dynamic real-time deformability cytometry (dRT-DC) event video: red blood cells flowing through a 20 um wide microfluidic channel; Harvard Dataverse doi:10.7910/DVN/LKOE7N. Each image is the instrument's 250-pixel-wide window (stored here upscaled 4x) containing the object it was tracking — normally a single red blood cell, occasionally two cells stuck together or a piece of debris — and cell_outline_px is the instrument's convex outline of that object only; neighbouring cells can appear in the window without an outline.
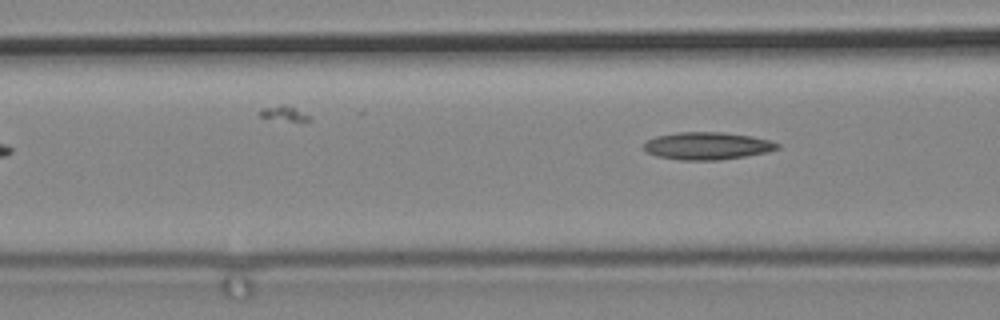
{"species": "common noctule bat (a hibernating species)", "species_latin": "Nyctalus noctula", "temperature_condition": "cold", "stored_images_in_passage": 8, "segment_of_instrument_passage": [2, 2], "camera_frame_rate_fps": 3000, "um_per_image_px": 0.085, "animal": {"sex": "male", "body_mass_g": 19.2, "forearm_length_mm": 51.8}, "frame": {"image": 1, "passage_image": 8, "time_ms": 2.333, "image_size_px": [1000, 320], "cell_outline_px": [[780, 148], [768, 152], [720, 160], [680, 160], [656, 156], [648, 152], [644, 148], [644, 144], [648, 140], [656, 136], [676, 132], [724, 132], [752, 136], [768, 140], [780, 144]], "centroid_in_image_um": [60.13, 12.39], "position_along_channel_um": 106.5, "area_um2": 21.39}}